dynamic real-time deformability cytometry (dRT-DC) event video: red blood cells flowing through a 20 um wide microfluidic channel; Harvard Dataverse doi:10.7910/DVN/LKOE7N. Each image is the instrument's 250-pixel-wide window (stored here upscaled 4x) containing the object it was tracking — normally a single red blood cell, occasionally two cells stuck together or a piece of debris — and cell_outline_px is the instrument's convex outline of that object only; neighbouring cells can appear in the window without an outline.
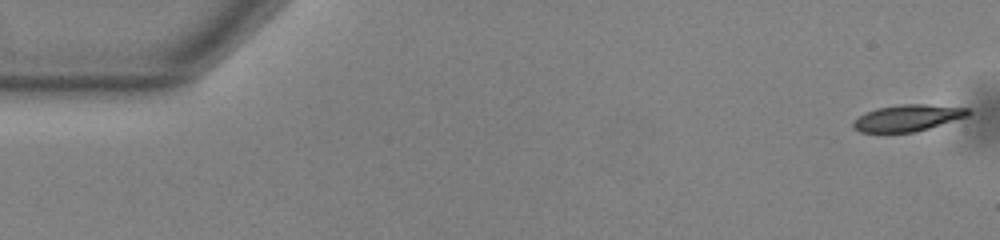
{"species": "common noctule bat (a hibernating species)", "species_latin": "Nyctalus noctula", "temperature_condition": "warm", "stored_images_in_passage": 54, "camera_frame_rate_fps": 3000, "um_per_image_px": 0.085, "animal": {"sex": "male", "body_mass_g": 13.0, "forearm_length_mm": 53.1}, "frame": {"image": 1, "passage_image": 1, "time_ms": 0.0, "image_size_px": [1000, 240], "cell_outline_px": [[972, 112], [968, 116], [916, 132], [860, 132], [852, 128], [852, 120], [876, 108], [900, 104], [924, 104], [968, 108]], "centroid_in_image_um": [77.14, 10.02], "position_along_channel_um": 7.9, "area_um2": 17.74}}
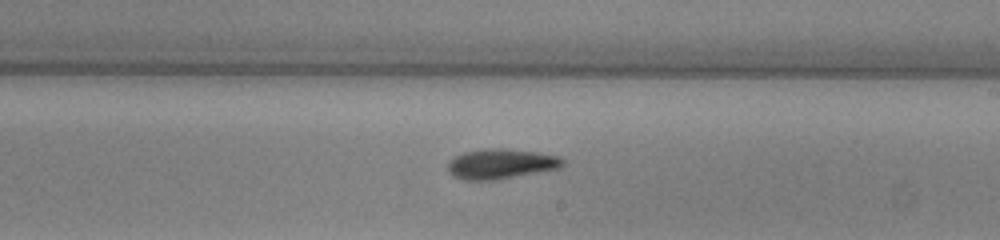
{"frame": {"image": 2, "passage_image": 31, "time_ms": 10.0, "image_size_px": [1000, 240], "cell_outline_px": [[564, 164], [560, 168], [496, 180], [464, 180], [452, 176], [448, 172], [448, 164], [456, 156], [464, 152], [488, 148], [504, 148], [540, 152], [560, 156], [564, 160]], "centroid_in_image_um": [42.61, 13.93], "position_along_channel_um": 246.4, "area_um2": 20.23}}
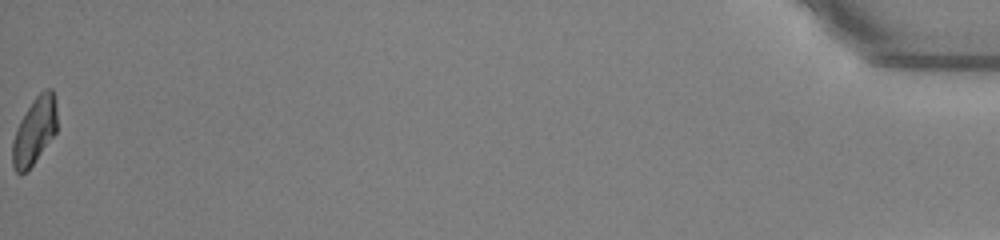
{"frame": {"image": 3, "passage_image": 54, "time_ms": 17.667, "image_size_px": [1000, 240], "cell_outline_px": [[56, 132], [28, 172], [16, 172], [12, 168], [12, 140], [16, 128], [20, 120], [32, 100], [44, 88], [52, 88], [56, 100]], "centroid_in_image_um": [2.92, 11.13], "position_along_channel_um": 432.3, "area_um2": 17.63}, "authors_computed_cell_mechanics": {"area_um2": 18.7272, "velocity_mm_per_s": 3.8137, "shape_relaxation_time_tau1_ms": 4.5119, "shape_relaxation_time_tau2_ms": null, "deformation_change_tau1": 0.1567, "deformation_change_tau2": null}}